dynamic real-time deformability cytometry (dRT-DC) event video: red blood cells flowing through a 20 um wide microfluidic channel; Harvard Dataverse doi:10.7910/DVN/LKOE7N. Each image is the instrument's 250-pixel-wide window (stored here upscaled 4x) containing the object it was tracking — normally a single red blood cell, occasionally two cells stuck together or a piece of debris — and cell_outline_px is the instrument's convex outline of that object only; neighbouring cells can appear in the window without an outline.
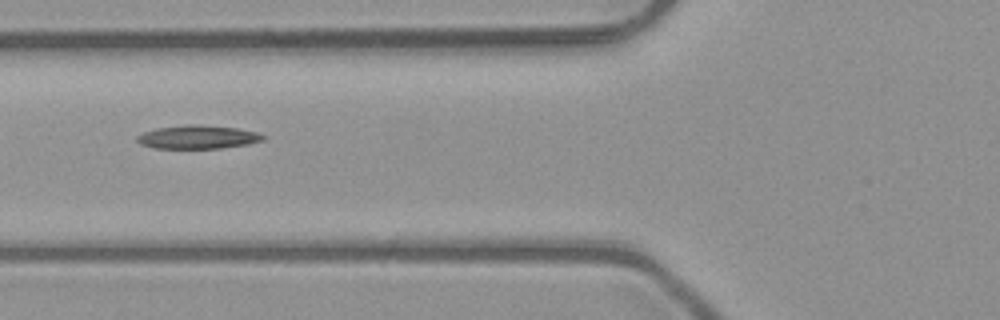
{"species": "common noctule bat (a hibernating species)", "species_latin": "Nyctalus noctula", "temperature_condition": "room temperature", "stored_images_in_passage": 6, "camera_frame_rate_fps": 3000, "um_per_image_px": 0.085, "animal": {"sex": "male", "body_mass_g": 23.1, "forearm_length_mm": 52.7}, "frame": {"image": 1, "passage_image": 5, "time_ms": 1.333, "image_size_px": [1000, 320], "cell_outline_px": [[264, 140], [248, 144], [220, 148], [156, 148], [140, 144], [136, 140], [136, 136], [144, 132], [156, 128], [184, 124], [200, 124], [236, 128], [256, 132], [264, 136]], "centroid_in_image_um": [16.78, 11.64], "position_along_channel_um": 109.0, "area_um2": 17.22}}
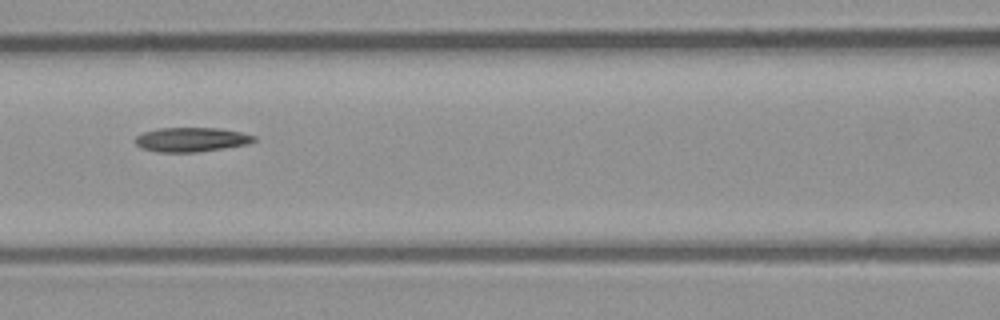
{"frame": {"image": 2, "passage_image": 6, "time_ms": 1.667, "image_size_px": [1000, 320], "cell_outline_px": [[256, 140], [248, 144], [224, 148], [196, 152], [160, 152], [140, 148], [136, 144], [136, 136], [144, 132], [156, 128], [220, 128], [240, 132], [256, 136]], "centroid_in_image_um": [16.26, 11.86], "position_along_channel_um": 150.3, "area_um2": 16.82}}